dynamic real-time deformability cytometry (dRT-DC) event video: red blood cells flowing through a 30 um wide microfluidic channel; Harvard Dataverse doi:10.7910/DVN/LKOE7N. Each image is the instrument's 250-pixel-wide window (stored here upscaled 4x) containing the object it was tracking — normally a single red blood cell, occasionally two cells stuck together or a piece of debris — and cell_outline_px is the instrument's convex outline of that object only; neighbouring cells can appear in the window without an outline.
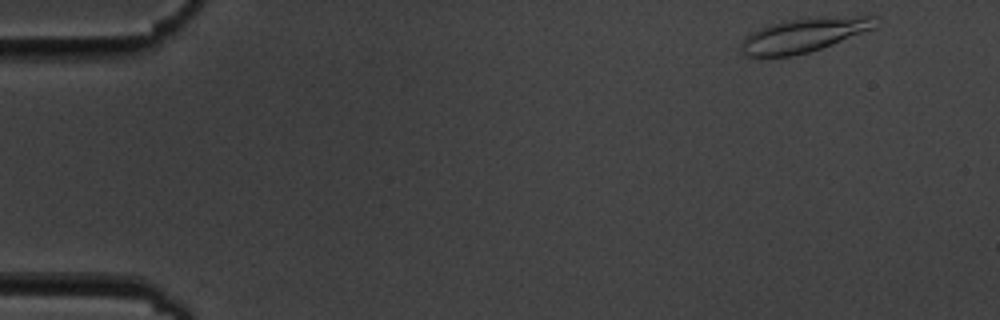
{"species": "common noctule bat (a hibernating species)", "species_latin": "Nyctalus noctula", "temperature_condition": "cold", "stored_images_in_passage": 14, "camera_frame_rate_fps": 3000, "um_per_image_px": 0.085, "animal": {"sex": "male", "body_mass_g": 19.5, "forearm_length_mm": 54.6}, "frame": {"image": 1, "passage_image": 1, "time_ms": 0.0, "image_size_px": [1000, 320], "cell_outline_px": [[876, 28], [832, 44], [808, 52], [792, 56], [744, 56], [740, 52], [740, 44], [744, 36], [760, 28], [772, 24], [788, 20], [856, 16], [876, 16]], "centroid_in_image_um": [68.29, 3.0], "position_along_channel_um": 16.7, "area_um2": 26.18}}